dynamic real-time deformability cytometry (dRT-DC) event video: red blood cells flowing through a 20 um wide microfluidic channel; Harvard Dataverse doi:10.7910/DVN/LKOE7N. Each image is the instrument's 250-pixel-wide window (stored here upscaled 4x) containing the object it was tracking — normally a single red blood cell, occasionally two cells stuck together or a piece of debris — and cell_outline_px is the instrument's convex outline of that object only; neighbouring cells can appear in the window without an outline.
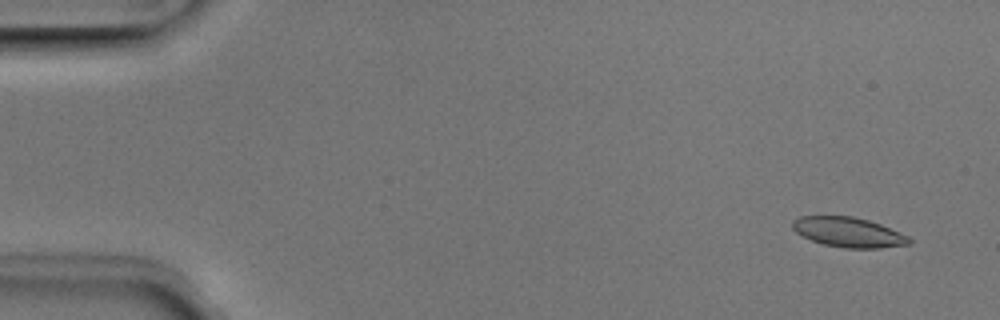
{"species": "Egyptian fruit bat (a non-hibernating species)", "species_latin": "Rousettus aegyptiacus", "temperature_condition": "room temperature", "stored_images_in_passage": 51, "camera_frame_rate_fps": 3000, "um_per_image_px": 0.085, "animal": {"sex": "male"}, "frame": {"image": 1, "passage_image": 3, "time_ms": 0.667, "image_size_px": [1000, 320], "cell_outline_px": [[912, 240], [908, 244], [880, 248], [844, 248], [824, 244], [812, 240], [796, 232], [792, 228], [792, 220], [800, 216], [852, 216], [868, 220], [880, 224], [908, 236]], "centroid_in_image_um": [72.1, 19.73], "position_along_channel_um": 12.9, "area_um2": 20.11}}
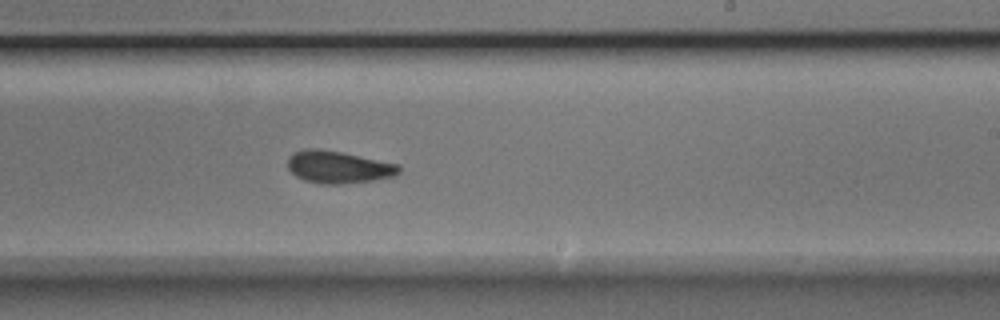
{"frame": {"image": 2, "passage_image": 31, "time_ms": 10.0, "image_size_px": [1000, 320], "cell_outline_px": [[400, 172], [392, 176], [372, 180], [340, 184], [320, 184], [304, 180], [296, 176], [288, 168], [288, 156], [292, 152], [308, 148], [320, 148], [400, 164]], "centroid_in_image_um": [28.72, 14.19], "position_along_channel_um": 260.3, "area_um2": 20.92}}
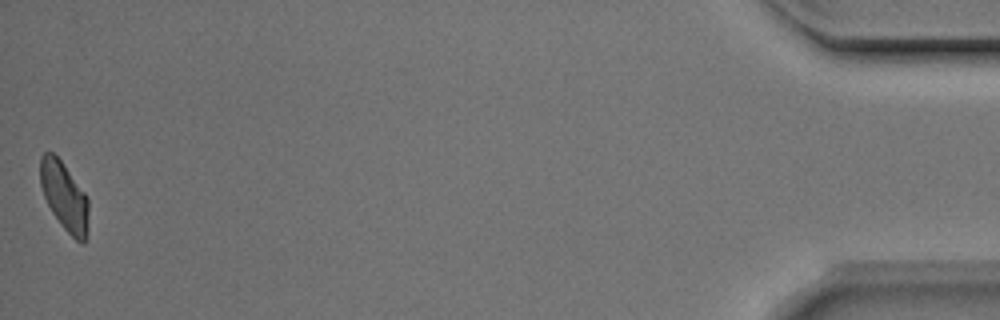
{"frame": {"image": 3, "passage_image": 51, "time_ms": 16.667, "image_size_px": [1000, 320], "cell_outline_px": [[88, 236], [84, 244], [76, 240], [60, 224], [52, 212], [44, 196], [40, 184], [40, 156], [44, 152], [52, 152], [60, 160], [84, 192], [88, 200]], "centroid_in_image_um": [5.47, 16.72], "position_along_channel_um": 429.7, "area_um2": 19.19}, "authors_computed_cell_mechanics": {"area_um2": 20.5768, "velocity_mm_per_s": 3.9536, "shape_relaxation_time_tau1_ms": 2.2367, "shape_relaxation_time_tau2_ms": 2.0745, "deformation_change_tau1": 0.1233, "deformation_change_tau2": 0.091}}